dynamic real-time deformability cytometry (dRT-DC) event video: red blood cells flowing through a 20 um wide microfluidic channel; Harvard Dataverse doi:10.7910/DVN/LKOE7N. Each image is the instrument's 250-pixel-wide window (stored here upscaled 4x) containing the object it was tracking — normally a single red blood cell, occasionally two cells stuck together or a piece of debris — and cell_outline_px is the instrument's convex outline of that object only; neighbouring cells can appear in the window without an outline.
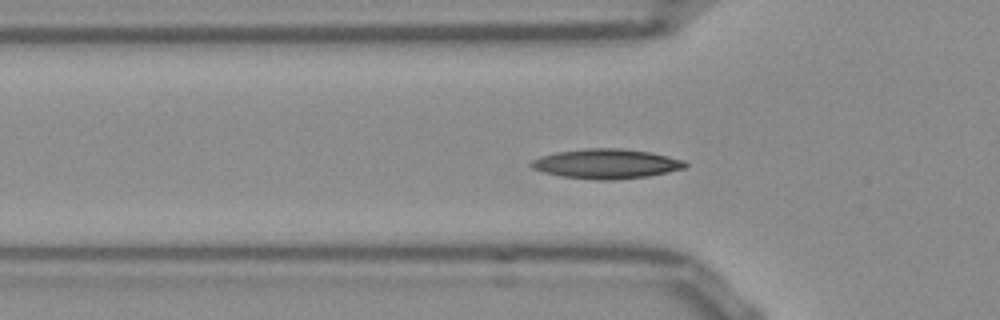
{"species": "Egyptian fruit bat (a non-hibernating species)", "species_latin": "Rousettus aegyptiacus", "temperature_condition": "room temperature", "stored_images_in_passage": 41, "camera_frame_rate_fps": 3000, "um_per_image_px": 0.085, "frame": {"image": 1, "passage_image": 4, "time_ms": 1.0, "image_size_px": [1000, 320], "cell_outline_px": [[688, 164], [684, 168], [668, 172], [648, 176], [616, 180], [596, 180], [560, 176], [544, 172], [532, 168], [528, 164], [532, 160], [540, 156], [556, 152], [584, 148], [620, 148], [652, 152], [684, 160]], "centroid_in_image_um": [51.53, 13.92], "position_along_channel_um": 74.3, "area_um2": 26.82}}
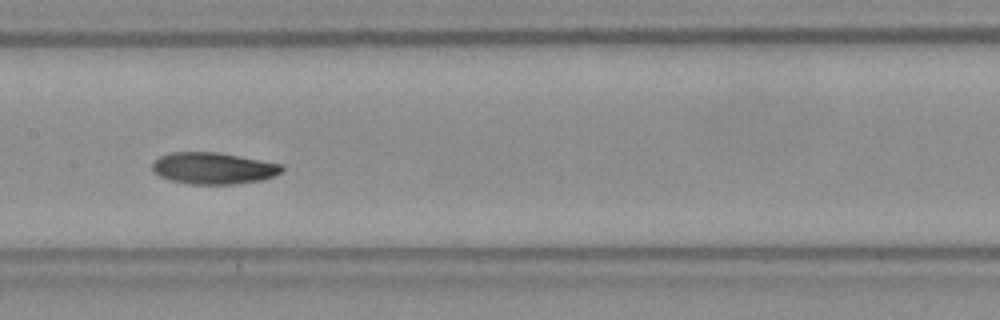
{"frame": {"image": 2, "passage_image": 13, "time_ms": 4.0, "image_size_px": [1000, 320], "cell_outline_px": [[284, 168], [280, 172], [264, 180], [236, 184], [188, 184], [172, 180], [160, 176], [152, 172], [152, 164], [160, 156], [172, 152], [216, 152], [284, 164]], "centroid_in_image_um": [18.14, 14.3], "position_along_channel_um": 189.3, "area_um2": 23.87}}
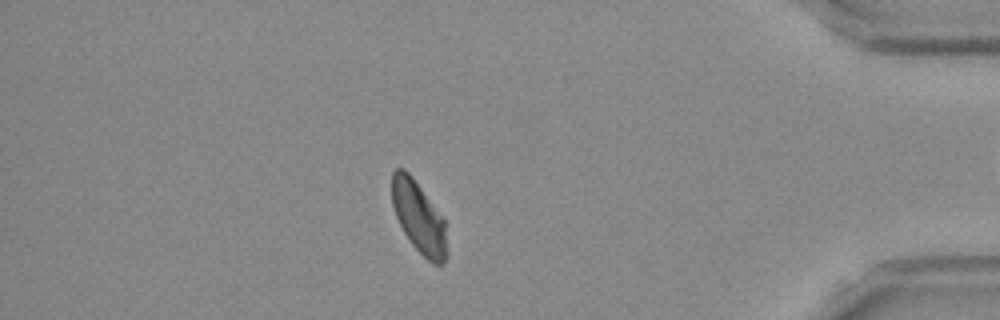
{"frame": {"image": 3, "passage_image": 33, "time_ms": 10.667, "image_size_px": [1000, 320], "cell_outline_px": [[448, 256], [444, 264], [432, 264], [412, 244], [404, 232], [396, 216], [392, 204], [392, 172], [396, 168], [404, 168], [412, 176], [444, 220], [448, 252]], "centroid_in_image_um": [35.61, 18.49], "position_along_channel_um": 399.6, "area_um2": 22.72}, "authors_computed_cell_mechanics": {"area_um2": 23.7558, "velocity_mm_per_s": 3.8011, "shape_relaxation_time_tau1_ms": 5.6709, "shape_relaxation_time_tau2_ms": 5.4205, "deformation_change_tau1": 0.121, "deformation_change_tau2": 0.0992}}